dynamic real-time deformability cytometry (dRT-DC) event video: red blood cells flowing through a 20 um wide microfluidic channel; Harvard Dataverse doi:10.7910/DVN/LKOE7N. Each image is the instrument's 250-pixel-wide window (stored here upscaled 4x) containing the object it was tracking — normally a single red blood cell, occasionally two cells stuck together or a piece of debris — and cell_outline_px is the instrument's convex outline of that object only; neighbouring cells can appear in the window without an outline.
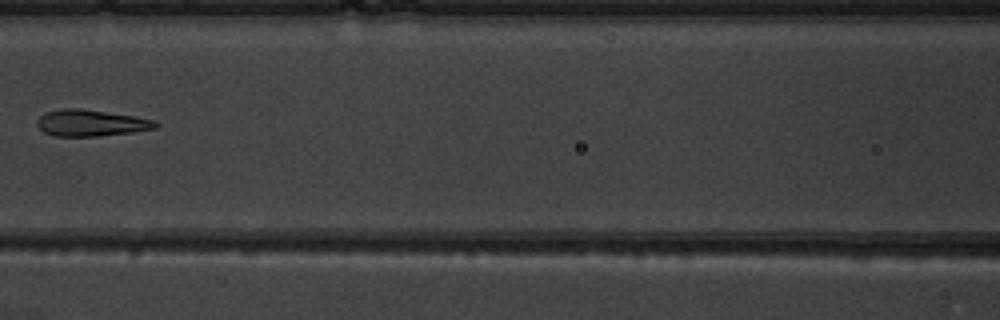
{"species": "common noctule bat (a hibernating species)", "species_latin": "Nyctalus noctula", "temperature_condition": "warm", "stored_images_in_passage": 8, "camera_frame_rate_fps": 3000, "um_per_image_px": 0.085, "animal": {"sex": "male", "body_mass_g": 19.5, "forearm_length_mm": 54.6}, "frame": {"image": 1, "passage_image": 7, "time_ms": 7.0, "image_size_px": [1000, 320], "cell_outline_px": [[160, 124], [156, 128], [132, 132], [96, 136], [52, 136], [44, 132], [36, 124], [36, 120], [44, 112], [60, 108], [80, 108], [136, 116], [156, 120]], "centroid_in_image_um": [7.72, 10.44], "position_along_channel_um": 158.9, "area_um2": 18.5}}
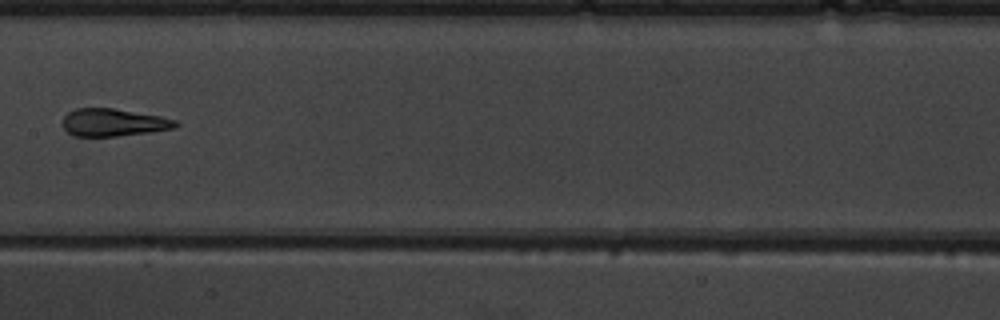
{"frame": {"image": 2, "passage_image": 8, "time_ms": 8.0, "image_size_px": [1000, 320], "cell_outline_px": [[180, 124], [176, 128], [148, 132], [116, 136], [72, 136], [64, 128], [64, 116], [68, 112], [76, 108], [112, 108], [160, 116], [176, 120]], "centroid_in_image_um": [9.65, 10.41], "position_along_channel_um": 197.7, "area_um2": 18.03}}